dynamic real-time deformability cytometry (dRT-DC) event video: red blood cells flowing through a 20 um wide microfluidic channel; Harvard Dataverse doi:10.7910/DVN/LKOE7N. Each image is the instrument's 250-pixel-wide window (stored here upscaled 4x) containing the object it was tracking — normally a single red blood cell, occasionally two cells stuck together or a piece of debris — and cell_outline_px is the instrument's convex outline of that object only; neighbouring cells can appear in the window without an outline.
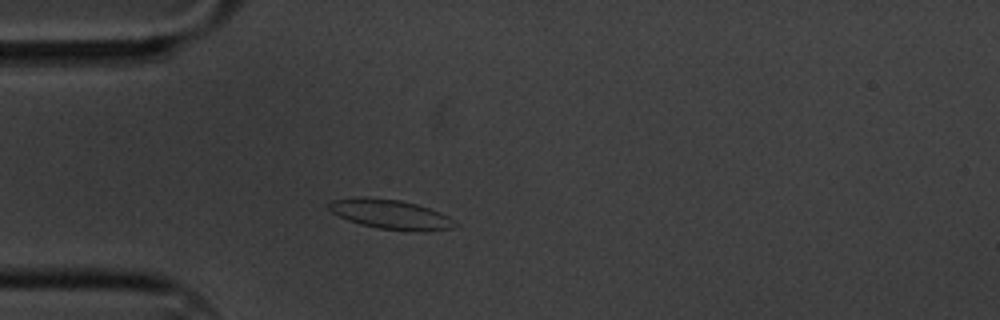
{"species": "common noctule bat (a hibernating species)", "species_latin": "Nyctalus noctula", "temperature_condition": "cold", "stored_images_in_passage": 47, "camera_frame_rate_fps": 3000, "um_per_image_px": 0.085, "animal": {"sex": "male", "body_mass_g": 20.1, "forearm_length_mm": 53.5}, "frame": {"image": 1, "passage_image": 3, "time_ms": 0.667, "image_size_px": [1000, 320], "cell_outline_px": [[460, 224], [452, 228], [424, 232], [416, 232], [380, 228], [360, 224], [348, 220], [332, 212], [328, 208], [328, 204], [332, 200], [364, 196], [400, 200], [416, 204], [440, 212], [448, 216]], "centroid_in_image_um": [33.24, 18.22], "position_along_channel_um": 51.8, "area_um2": 21.79}}
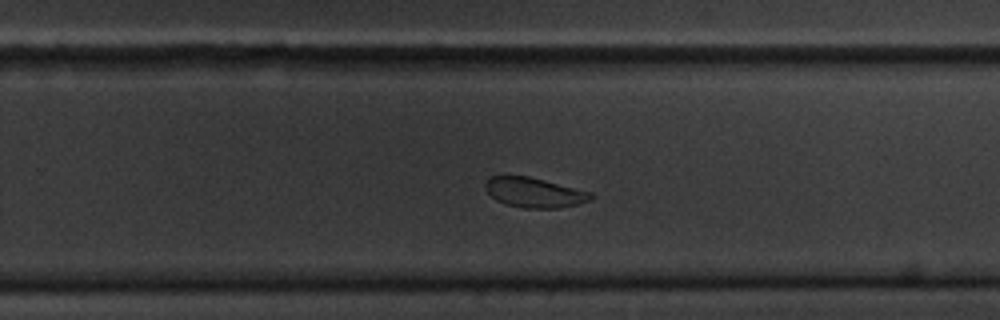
{"frame": {"image": 2, "passage_image": 25, "time_ms": 8.0, "image_size_px": [1000, 320], "cell_outline_px": [[596, 196], [592, 200], [576, 204], [556, 208], [524, 208], [504, 204], [496, 200], [484, 188], [484, 184], [492, 176], [528, 176], [592, 192]], "centroid_in_image_um": [45.43, 16.37], "position_along_channel_um": 284.4, "area_um2": 18.32}}
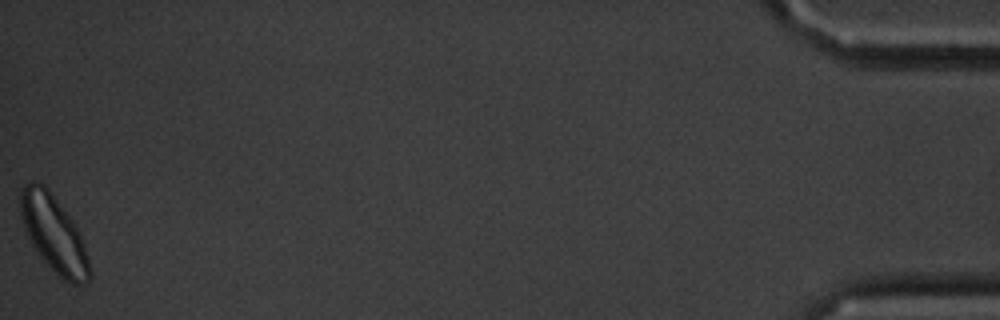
{"frame": {"image": 3, "passage_image": 47, "time_ms": 15.333, "image_size_px": [1000, 320], "cell_outline_px": [[92, 276], [84, 284], [72, 284], [64, 280], [40, 256], [32, 244], [24, 228], [20, 212], [20, 192], [24, 184], [32, 180], [36, 180], [44, 184], [48, 188], [72, 220], [84, 244], [92, 272]], "centroid_in_image_um": [4.57, 19.84], "position_along_channel_um": 430.6, "area_um2": 30.58}, "authors_computed_cell_mechanics": {"area_um2": 20.4612, "velocity_mm_per_s": 3.2973, "shape_relaxation_time_tau1_ms": 3.0817, "shape_relaxation_time_tau2_ms": 2.3582, "deformation_change_tau1": 0.0853, "deformation_change_tau2": 0.0697}}